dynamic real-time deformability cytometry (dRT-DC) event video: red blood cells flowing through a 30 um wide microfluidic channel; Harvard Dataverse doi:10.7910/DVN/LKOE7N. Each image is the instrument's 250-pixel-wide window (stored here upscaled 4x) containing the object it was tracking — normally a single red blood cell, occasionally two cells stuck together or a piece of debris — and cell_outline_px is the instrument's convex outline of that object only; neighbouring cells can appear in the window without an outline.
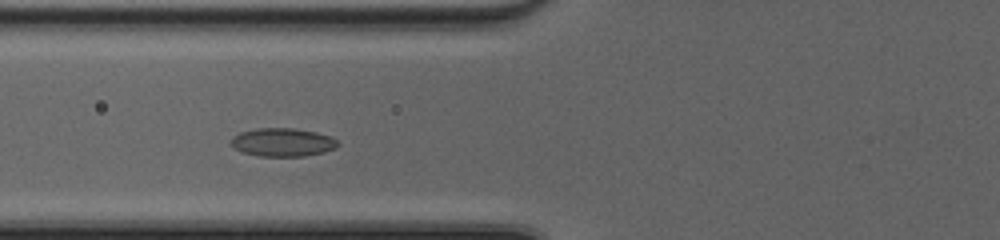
{"species": "common noctule bat (a hibernating species)", "species_latin": "Nyctalus noctula", "temperature_condition": "cold", "stored_images_in_passage": 39, "camera_frame_rate_fps": 3000, "um_per_image_px": 0.085, "animal": {"sex": "female", "body_mass_g": 20.0, "forearm_length_mm": 54.0}, "frame": {"image": 1, "passage_image": 10, "time_ms": 3.0, "image_size_px": [1000, 240], "cell_outline_px": [[340, 144], [336, 148], [324, 152], [304, 156], [256, 156], [244, 152], [228, 144], [228, 140], [232, 136], [240, 132], [256, 128], [296, 128], [316, 132], [332, 136]], "centroid_in_image_um": [24.01, 12.08], "position_along_channel_um": 101.8, "area_um2": 17.92}}
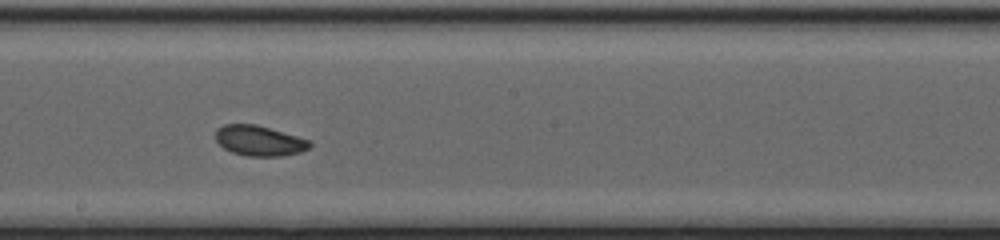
{"frame": {"image": 2, "passage_image": 19, "time_ms": 6.0, "image_size_px": [1000, 240], "cell_outline_px": [[312, 144], [308, 148], [300, 152], [280, 156], [248, 156], [232, 152], [224, 148], [216, 140], [216, 128], [224, 124], [256, 124], [296, 136], [308, 140]], "centroid_in_image_um": [22.01, 11.95], "position_along_channel_um": 226.2, "area_um2": 16.42}}
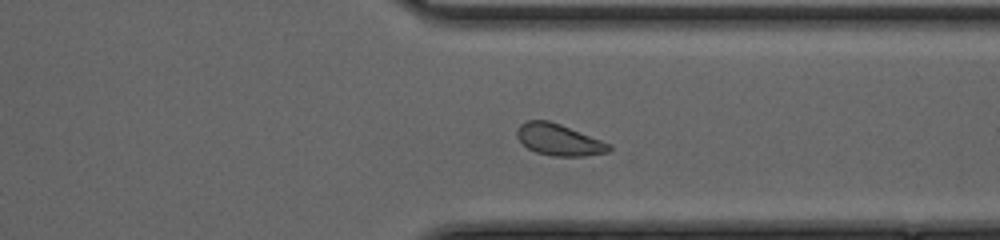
{"frame": {"image": 3, "passage_image": 29, "time_ms": 9.333, "image_size_px": [1000, 240], "cell_outline_px": [[612, 148], [608, 152], [584, 156], [552, 156], [536, 152], [528, 148], [516, 136], [516, 128], [520, 124], [528, 120], [548, 120], [560, 124], [612, 144]], "centroid_in_image_um": [47.51, 11.87], "position_along_channel_um": 363.9, "area_um2": 16.94}, "authors_computed_cell_mechanics": {"area_um2": 17.1666, "velocity_mm_per_s": 4.1341, "shape_relaxation_time_tau1_ms": 4.1142, "shape_relaxation_time_tau2_ms": 2.2045, "deformation_change_tau1": 0.0819, "deformation_change_tau2": 0.0639}}